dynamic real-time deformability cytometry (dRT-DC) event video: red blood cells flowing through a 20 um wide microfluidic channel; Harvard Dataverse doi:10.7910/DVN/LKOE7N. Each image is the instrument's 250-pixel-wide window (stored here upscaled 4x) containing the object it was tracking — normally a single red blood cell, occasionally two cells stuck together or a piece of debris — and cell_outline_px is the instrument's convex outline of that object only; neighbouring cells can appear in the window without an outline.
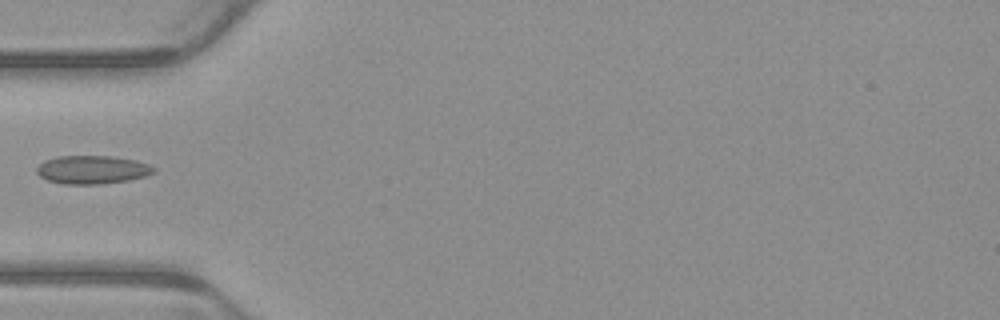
{"species": "common noctule bat (a hibernating species)", "species_latin": "Nyctalus noctula", "temperature_condition": "warm", "stored_images_in_passage": 5, "camera_frame_rate_fps": 3000, "um_per_image_px": 0.085, "animal": {"sex": "male", "body_mass_g": 23.1, "forearm_length_mm": 52.7}, "frame": {"image": 1, "passage_image": 5, "time_ms": 1.333, "image_size_px": [1000, 320], "cell_outline_px": [[156, 172], [144, 176], [128, 180], [100, 184], [64, 184], [48, 180], [40, 176], [36, 172], [36, 168], [44, 160], [56, 156], [112, 156], [136, 160], [148, 164], [156, 168]], "centroid_in_image_um": [7.84, 14.42], "position_along_channel_um": 77.2, "area_um2": 19.36}}